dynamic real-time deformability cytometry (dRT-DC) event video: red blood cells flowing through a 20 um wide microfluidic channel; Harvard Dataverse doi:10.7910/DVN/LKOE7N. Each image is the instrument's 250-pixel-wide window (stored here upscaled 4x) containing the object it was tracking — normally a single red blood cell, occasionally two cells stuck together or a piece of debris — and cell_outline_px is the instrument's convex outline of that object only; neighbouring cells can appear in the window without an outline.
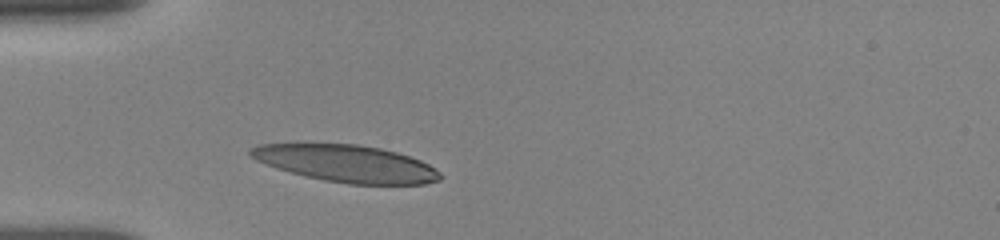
{"species": "human", "species_latin": "Homo sapiens", "temperature_condition": "room temperature", "stored_images_in_passage": 3, "camera_frame_rate_fps": 3000, "um_per_image_px": 0.085, "donor": {"sex": "female"}, "frame": {"image": 1, "passage_image": 1, "time_ms": 0.0, "image_size_px": [1000, 240], "cell_outline_px": [[444, 176], [440, 180], [424, 184], [348, 184], [324, 180], [304, 176], [276, 168], [256, 160], [248, 156], [248, 148], [256, 144], [356, 144], [380, 148], [396, 152], [420, 160], [428, 164], [440, 172]], "centroid_in_image_um": [29.42, 13.9], "position_along_channel_um": 55.6, "area_um2": 40.98}}
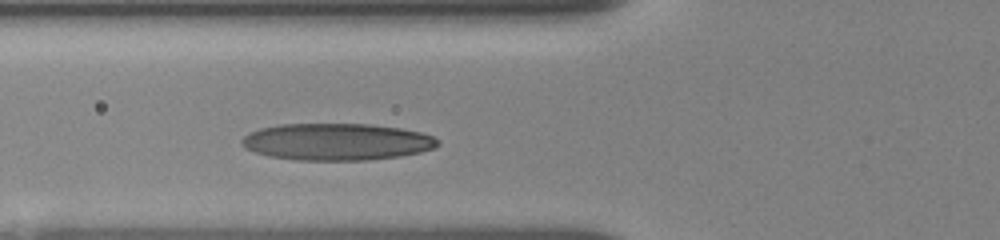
{"frame": {"image": 2, "passage_image": 3, "time_ms": 1.333, "image_size_px": [1000, 240], "cell_outline_px": [[440, 144], [432, 148], [420, 152], [400, 156], [364, 160], [296, 160], [268, 156], [244, 148], [240, 144], [240, 140], [248, 132], [260, 128], [280, 124], [368, 124], [400, 128], [420, 132], [432, 136], [440, 140]], "centroid_in_image_um": [28.58, 12.05], "position_along_channel_um": 97.2, "area_um2": 42.25}}